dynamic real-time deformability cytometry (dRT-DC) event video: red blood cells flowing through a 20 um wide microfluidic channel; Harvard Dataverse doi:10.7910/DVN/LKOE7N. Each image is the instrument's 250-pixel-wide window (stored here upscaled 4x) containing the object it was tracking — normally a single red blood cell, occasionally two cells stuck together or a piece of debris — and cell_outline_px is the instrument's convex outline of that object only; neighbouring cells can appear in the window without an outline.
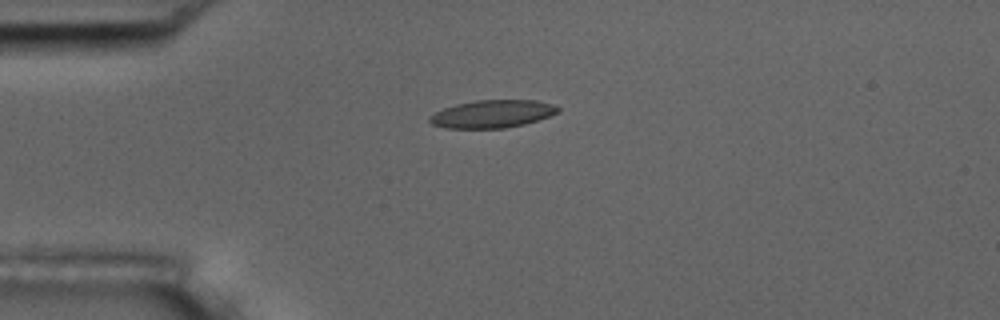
{"species": "common noctule bat (a hibernating species)", "species_latin": "Nyctalus noctula", "temperature_condition": "room temperature", "stored_images_in_passage": 6, "camera_frame_rate_fps": 3000, "um_per_image_px": 0.085, "animal": {"sex": "male", "body_mass_g": 17.5, "forearm_length_mm": 52.3}, "frame": {"image": 1, "passage_image": 4, "time_ms": 4.333, "image_size_px": [1000, 320], "cell_outline_px": [[560, 108], [556, 112], [548, 116], [524, 124], [504, 128], [444, 128], [432, 124], [428, 120], [428, 116], [444, 108], [456, 104], [476, 100], [536, 100], [552, 104]], "centroid_in_image_um": [41.8, 9.68], "position_along_channel_um": 43.2, "area_um2": 20.58}}